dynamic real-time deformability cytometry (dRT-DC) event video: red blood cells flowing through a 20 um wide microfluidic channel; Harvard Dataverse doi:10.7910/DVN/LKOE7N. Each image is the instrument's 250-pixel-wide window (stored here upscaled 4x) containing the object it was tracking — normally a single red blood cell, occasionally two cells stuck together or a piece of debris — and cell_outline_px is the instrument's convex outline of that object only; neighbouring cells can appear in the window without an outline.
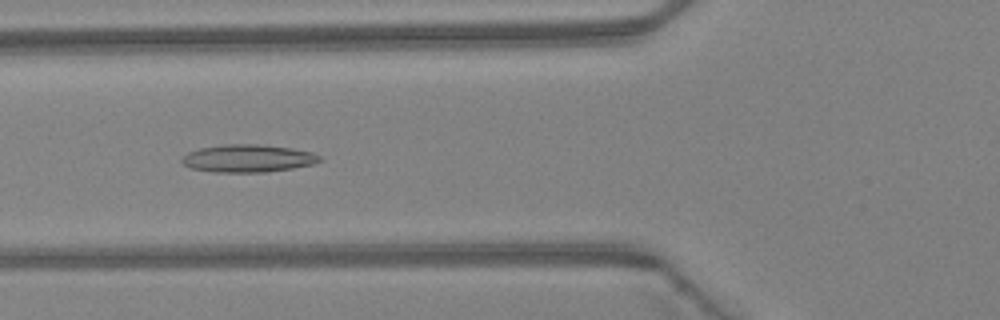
{"species": "Egyptian fruit bat (a non-hibernating species)", "species_latin": "Rousettus aegyptiacus", "temperature_condition": "warm", "stored_images_in_passage": 44, "camera_frame_rate_fps": 3000, "um_per_image_px": 0.085, "animal": {"sex": "female"}, "frame": {"image": 1, "passage_image": 15, "time_ms": 4.667, "image_size_px": [1000, 320], "cell_outline_px": [[324, 160], [312, 164], [292, 168], [264, 172], [212, 172], [192, 168], [184, 164], [180, 160], [188, 152], [200, 148], [224, 144], [260, 144], [292, 148], [312, 152], [320, 156]], "centroid_in_image_um": [21.09, 13.45], "position_along_channel_um": 104.7, "area_um2": 22.2}}
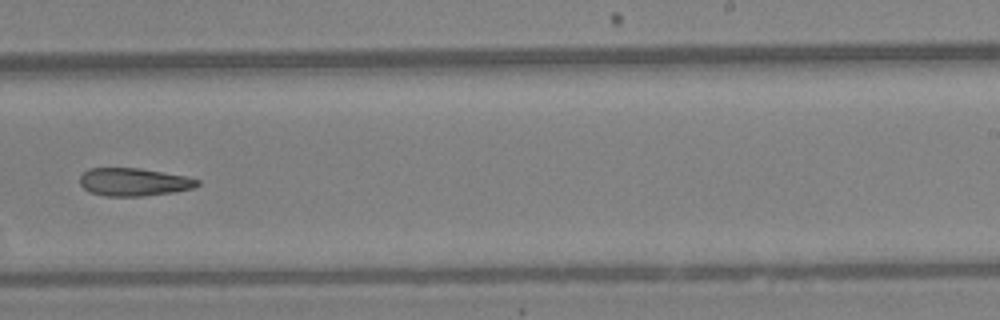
{"frame": {"image": 2, "passage_image": 27, "time_ms": 8.667, "image_size_px": [1000, 320], "cell_outline_px": [[200, 184], [192, 188], [172, 192], [144, 196], [104, 196], [88, 192], [80, 184], [80, 176], [88, 168], [140, 168], [184, 176], [200, 180]], "centroid_in_image_um": [11.33, 15.47], "position_along_channel_um": 277.7, "area_um2": 19.07}}
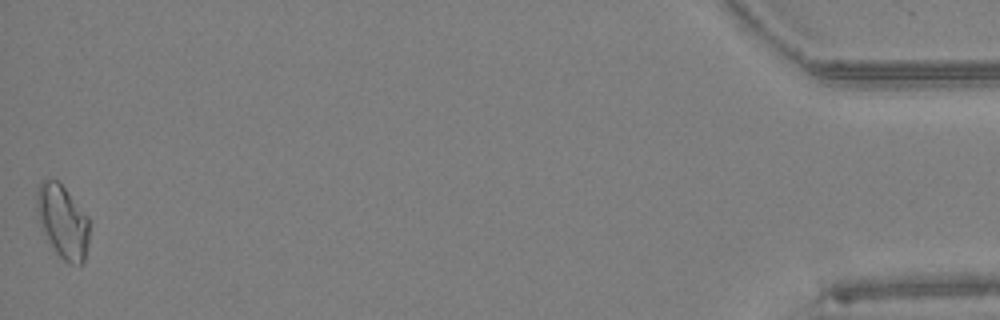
{"frame": {"image": 3, "passage_image": 44, "time_ms": 14.333, "image_size_px": [1000, 320], "cell_outline_px": [[88, 244], [84, 264], [72, 264], [64, 260], [56, 252], [44, 232], [40, 224], [36, 208], [36, 188], [40, 180], [56, 180], [64, 188], [88, 216]], "centroid_in_image_um": [5.32, 18.82], "position_along_channel_um": 429.9, "area_um2": 22.2}}